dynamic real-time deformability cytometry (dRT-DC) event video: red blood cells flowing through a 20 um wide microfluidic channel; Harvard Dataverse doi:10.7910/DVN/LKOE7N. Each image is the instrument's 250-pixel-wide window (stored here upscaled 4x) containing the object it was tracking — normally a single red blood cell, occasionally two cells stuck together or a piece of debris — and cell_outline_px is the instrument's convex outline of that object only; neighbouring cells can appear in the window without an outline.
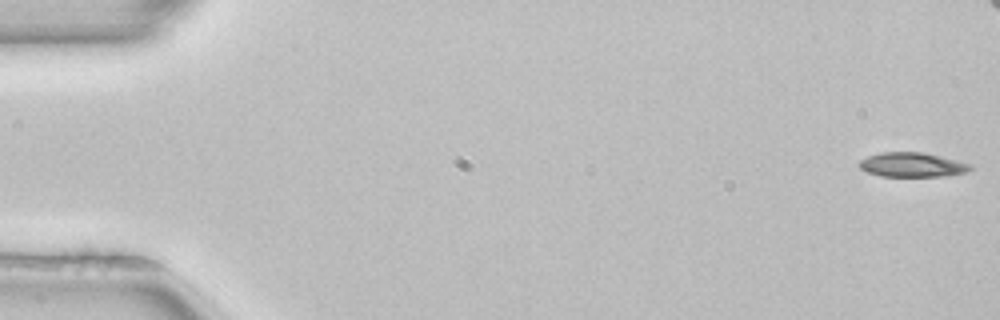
{"species": "common noctule bat (a hibernating species)", "species_latin": "Nyctalus noctula", "temperature_condition": "room temperature", "stored_images_in_passage": 12, "camera_frame_rate_fps": 3000, "um_per_image_px": 0.085, "animal": {"sex": "female", "body_mass_g": 22.7, "forearm_length_mm": 54.2}, "frame": {"image": 1, "passage_image": 1, "time_ms": 0.0, "image_size_px": [1000, 320], "cell_outline_px": [[972, 168], [964, 172], [940, 176], [880, 176], [864, 172], [860, 168], [860, 160], [868, 156], [880, 152], [920, 152], [940, 156], [972, 164]], "centroid_in_image_um": [77.48, 14.0], "position_along_channel_um": 7.5, "area_um2": 15.66}}